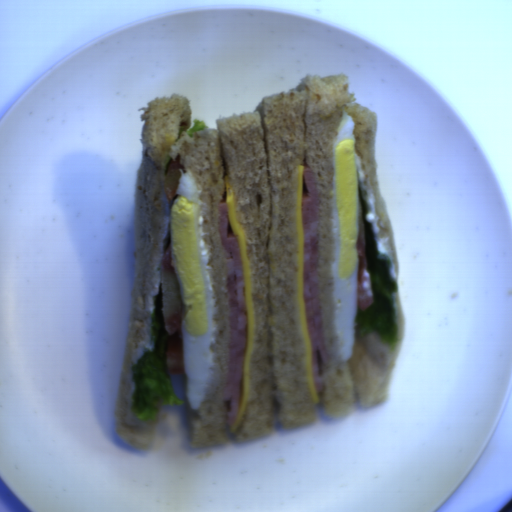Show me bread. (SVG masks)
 <instances>
[{"label":"bread","instance_id":"obj_1","mask_svg":"<svg viewBox=\"0 0 512 512\" xmlns=\"http://www.w3.org/2000/svg\"><path fill=\"white\" fill-rule=\"evenodd\" d=\"M349 78L310 75L291 91L263 97L253 112L216 119V128L195 130L192 138L188 98L176 93L147 102L139 120L142 163L135 186V268L131 307L115 400V433L130 447L149 450L161 418L162 398L156 400V420L139 421L132 413V367L144 335L146 305L155 283L154 264L165 225L163 188L169 158L185 165L202 187L203 236L207 247L217 311L214 343L210 346L211 377L198 414H191V449L228 442L223 393L230 350L227 297V255L221 245V199L226 184L233 190L243 228L250 286L255 307V352L250 363L249 390L236 442L272 432L276 398L282 428L317 421L311 395L303 337L297 207L299 166L307 163L318 186L320 228L317 290L327 360L325 385L316 392L326 415L338 417L356 407L387 404L394 366L405 340V316L399 291L392 293L398 326L396 348L381 333L363 337L354 322L352 356L340 358L334 321L332 200L334 141L344 110L354 126L355 152L362 162L374 198L381 234L398 273L397 251L386 202L380 192L377 161V113L355 103Z\"/></svg>","mask_w":512,"mask_h":512}]
</instances>
